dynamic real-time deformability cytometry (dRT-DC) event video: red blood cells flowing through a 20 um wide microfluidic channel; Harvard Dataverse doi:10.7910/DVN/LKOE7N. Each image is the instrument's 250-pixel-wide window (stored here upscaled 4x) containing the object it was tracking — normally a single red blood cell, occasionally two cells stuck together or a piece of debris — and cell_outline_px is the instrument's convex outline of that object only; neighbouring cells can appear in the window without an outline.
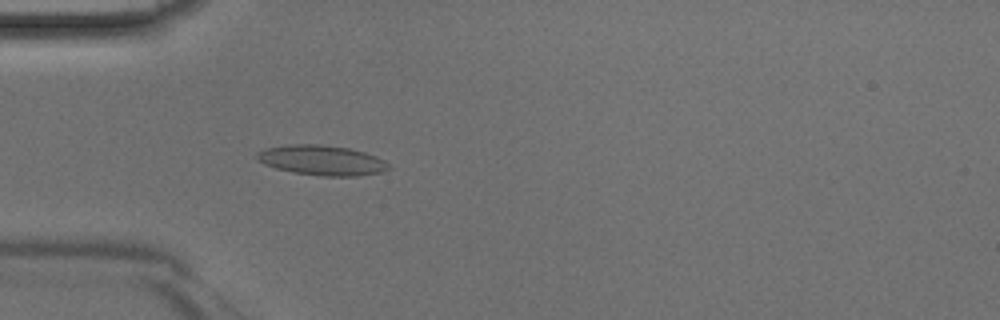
{"species": "Egyptian fruit bat (a non-hibernating species)", "species_latin": "Rousettus aegyptiacus", "temperature_condition": "room temperature", "stored_images_in_passage": 42, "camera_frame_rate_fps": 3000, "um_per_image_px": 0.085, "animal": {"sex": "male"}, "frame": {"image": 1, "passage_image": 11, "time_ms": 3.333, "image_size_px": [1000, 320], "cell_outline_px": [[392, 168], [380, 172], [356, 176], [324, 176], [292, 172], [276, 168], [264, 164], [256, 156], [256, 152], [264, 148], [288, 144], [316, 144], [348, 148], [364, 152], [376, 156], [384, 160]], "centroid_in_image_um": [27.34, 13.62], "position_along_channel_um": 57.7, "area_um2": 22.95}}
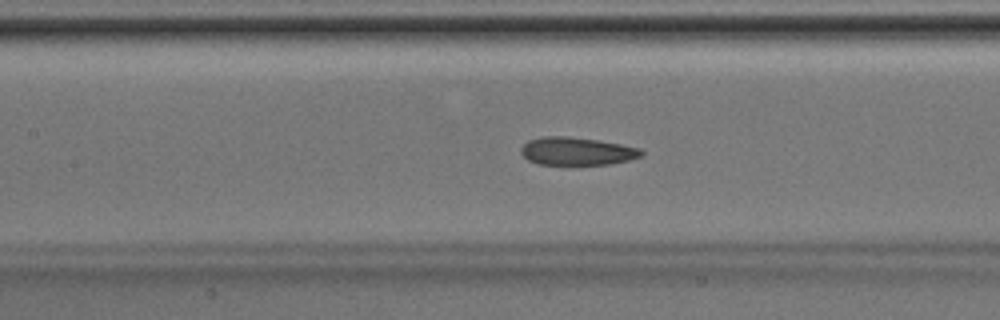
{"frame": {"image": 2, "passage_image": 18, "time_ms": 5.667, "image_size_px": [1000, 320], "cell_outline_px": [[644, 152], [640, 156], [628, 160], [608, 164], [568, 168], [540, 164], [528, 160], [520, 152], [520, 148], [528, 140], [540, 136], [568, 136], [596, 140], [620, 144], [640, 148]], "centroid_in_image_um": [48.97, 12.9], "position_along_channel_um": 158.4, "area_um2": 20.4}}
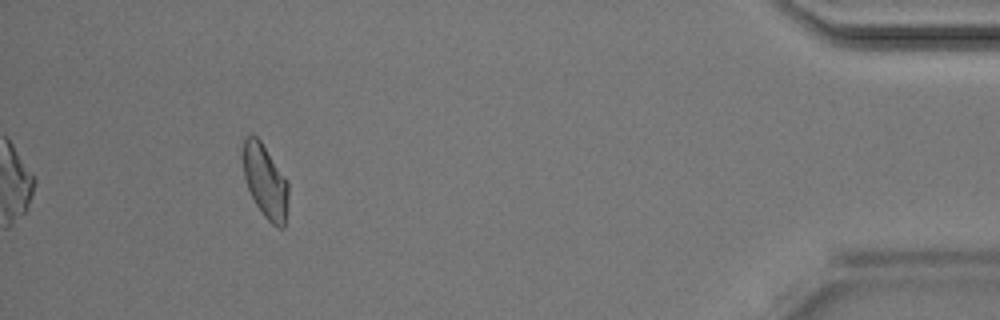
{"frame": {"image": 3, "passage_image": 39, "time_ms": 12.667, "image_size_px": [1000, 320], "cell_outline_px": [[288, 196], [284, 228], [280, 228], [272, 224], [264, 216], [256, 204], [248, 188], [244, 176], [244, 140], [252, 132], [260, 140], [288, 180]], "centroid_in_image_um": [22.57, 15.41], "position_along_channel_um": 412.6, "area_um2": 19.13}}